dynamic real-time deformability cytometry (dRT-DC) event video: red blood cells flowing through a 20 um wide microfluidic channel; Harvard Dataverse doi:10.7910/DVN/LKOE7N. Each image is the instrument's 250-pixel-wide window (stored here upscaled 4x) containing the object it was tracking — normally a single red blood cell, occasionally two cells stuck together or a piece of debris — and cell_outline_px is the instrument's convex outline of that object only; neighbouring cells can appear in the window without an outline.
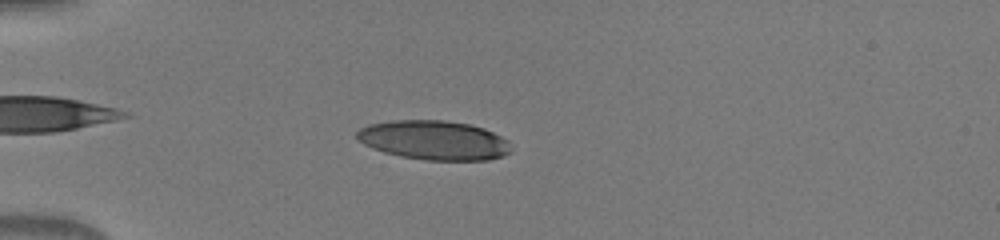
{"species": "human", "species_latin": "Homo sapiens", "temperature_condition": "warm", "stored_images_in_passage": 49, "camera_frame_rate_fps": 3000, "um_per_image_px": 0.085, "donor": {"sex": "male"}, "frame": {"image": 1, "passage_image": 14, "time_ms": 4.333, "image_size_px": [1000, 240], "cell_outline_px": [[508, 152], [500, 156], [488, 160], [428, 160], [400, 156], [384, 152], [372, 148], [364, 144], [356, 136], [356, 132], [360, 128], [368, 124], [392, 120], [444, 120], [468, 124], [484, 128], [508, 140]], "centroid_in_image_um": [36.84, 11.91], "position_along_channel_um": 48.2, "area_um2": 35.03}}
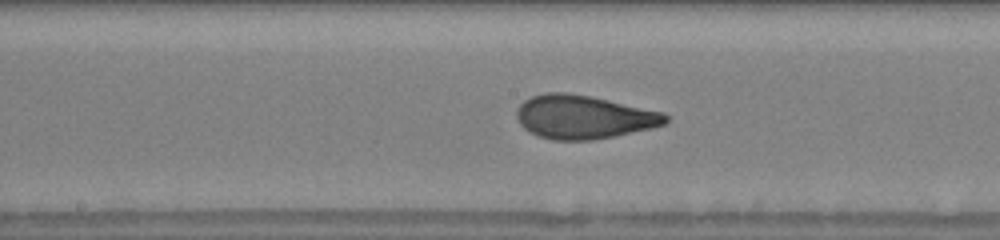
{"frame": {"image": 2, "passage_image": 27, "time_ms": 8.667, "image_size_px": [1000, 240], "cell_outline_px": [[668, 120], [664, 124], [652, 128], [592, 140], [552, 140], [540, 136], [524, 128], [520, 124], [516, 116], [516, 112], [520, 104], [524, 100], [532, 96], [544, 92], [568, 92], [608, 100], [664, 112], [668, 116]], "centroid_in_image_um": [49.59, 9.94], "position_along_channel_um": 198.6, "area_um2": 37.57}}
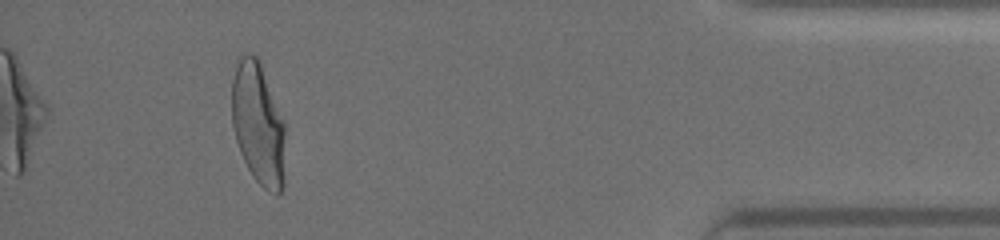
{"frame": {"image": 3, "passage_image": 46, "time_ms": 15.0, "image_size_px": [1000, 240], "cell_outline_px": [[284, 188], [276, 196], [268, 192], [252, 176], [240, 152], [236, 140], [232, 124], [232, 80], [240, 56], [256, 56], [260, 64], [284, 120]], "centroid_in_image_um": [21.95, 10.62], "position_along_channel_um": 413.2, "area_um2": 37.74}}